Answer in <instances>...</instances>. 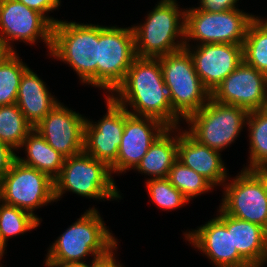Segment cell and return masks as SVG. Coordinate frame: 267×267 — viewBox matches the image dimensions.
Listing matches in <instances>:
<instances>
[{
    "label": "cell",
    "mask_w": 267,
    "mask_h": 267,
    "mask_svg": "<svg viewBox=\"0 0 267 267\" xmlns=\"http://www.w3.org/2000/svg\"><path fill=\"white\" fill-rule=\"evenodd\" d=\"M167 128L155 118L132 115L124 108V131L116 162L110 167L112 174L135 169L152 143Z\"/></svg>",
    "instance_id": "cell-16"
},
{
    "label": "cell",
    "mask_w": 267,
    "mask_h": 267,
    "mask_svg": "<svg viewBox=\"0 0 267 267\" xmlns=\"http://www.w3.org/2000/svg\"><path fill=\"white\" fill-rule=\"evenodd\" d=\"M200 5L197 7L198 10L206 12H223L226 10H233L238 8L239 0H199ZM237 6V7H236Z\"/></svg>",
    "instance_id": "cell-32"
},
{
    "label": "cell",
    "mask_w": 267,
    "mask_h": 267,
    "mask_svg": "<svg viewBox=\"0 0 267 267\" xmlns=\"http://www.w3.org/2000/svg\"><path fill=\"white\" fill-rule=\"evenodd\" d=\"M177 155L178 127H168L152 143L134 170L148 175L150 178L147 179L167 178L169 170L177 160Z\"/></svg>",
    "instance_id": "cell-21"
},
{
    "label": "cell",
    "mask_w": 267,
    "mask_h": 267,
    "mask_svg": "<svg viewBox=\"0 0 267 267\" xmlns=\"http://www.w3.org/2000/svg\"><path fill=\"white\" fill-rule=\"evenodd\" d=\"M0 201L28 211L41 222L42 218L34 211L56 202L54 180L48 174L16 159L10 170L0 179Z\"/></svg>",
    "instance_id": "cell-10"
},
{
    "label": "cell",
    "mask_w": 267,
    "mask_h": 267,
    "mask_svg": "<svg viewBox=\"0 0 267 267\" xmlns=\"http://www.w3.org/2000/svg\"><path fill=\"white\" fill-rule=\"evenodd\" d=\"M25 4L28 8L41 13L52 25L56 24L59 20L49 17L48 13L58 9L61 6V0H18Z\"/></svg>",
    "instance_id": "cell-31"
},
{
    "label": "cell",
    "mask_w": 267,
    "mask_h": 267,
    "mask_svg": "<svg viewBox=\"0 0 267 267\" xmlns=\"http://www.w3.org/2000/svg\"><path fill=\"white\" fill-rule=\"evenodd\" d=\"M53 25L39 12L18 0H0V39L9 52L14 41L26 44L42 40L50 53Z\"/></svg>",
    "instance_id": "cell-12"
},
{
    "label": "cell",
    "mask_w": 267,
    "mask_h": 267,
    "mask_svg": "<svg viewBox=\"0 0 267 267\" xmlns=\"http://www.w3.org/2000/svg\"><path fill=\"white\" fill-rule=\"evenodd\" d=\"M178 6L177 0H160L144 23L132 25L137 57L158 58L185 48V9Z\"/></svg>",
    "instance_id": "cell-3"
},
{
    "label": "cell",
    "mask_w": 267,
    "mask_h": 267,
    "mask_svg": "<svg viewBox=\"0 0 267 267\" xmlns=\"http://www.w3.org/2000/svg\"><path fill=\"white\" fill-rule=\"evenodd\" d=\"M177 159L206 178L214 187L223 186L229 177L221 153L199 143L180 126Z\"/></svg>",
    "instance_id": "cell-19"
},
{
    "label": "cell",
    "mask_w": 267,
    "mask_h": 267,
    "mask_svg": "<svg viewBox=\"0 0 267 267\" xmlns=\"http://www.w3.org/2000/svg\"><path fill=\"white\" fill-rule=\"evenodd\" d=\"M45 83L31 68L21 77L16 104L33 127L59 103Z\"/></svg>",
    "instance_id": "cell-20"
},
{
    "label": "cell",
    "mask_w": 267,
    "mask_h": 267,
    "mask_svg": "<svg viewBox=\"0 0 267 267\" xmlns=\"http://www.w3.org/2000/svg\"><path fill=\"white\" fill-rule=\"evenodd\" d=\"M255 17L256 15L238 8L223 12H206L196 7L186 8L185 46L210 43L243 45L248 27ZM191 40L196 45H190Z\"/></svg>",
    "instance_id": "cell-8"
},
{
    "label": "cell",
    "mask_w": 267,
    "mask_h": 267,
    "mask_svg": "<svg viewBox=\"0 0 267 267\" xmlns=\"http://www.w3.org/2000/svg\"><path fill=\"white\" fill-rule=\"evenodd\" d=\"M33 129L16 103L0 106L1 142L17 151Z\"/></svg>",
    "instance_id": "cell-25"
},
{
    "label": "cell",
    "mask_w": 267,
    "mask_h": 267,
    "mask_svg": "<svg viewBox=\"0 0 267 267\" xmlns=\"http://www.w3.org/2000/svg\"><path fill=\"white\" fill-rule=\"evenodd\" d=\"M21 149H25L27 154V158L17 156L22 164L48 174L53 180L60 174L65 157L53 149L37 130L33 129L28 134Z\"/></svg>",
    "instance_id": "cell-23"
},
{
    "label": "cell",
    "mask_w": 267,
    "mask_h": 267,
    "mask_svg": "<svg viewBox=\"0 0 267 267\" xmlns=\"http://www.w3.org/2000/svg\"><path fill=\"white\" fill-rule=\"evenodd\" d=\"M107 112L97 122L87 118L84 125V152L111 167L117 159L124 131V107L106 94Z\"/></svg>",
    "instance_id": "cell-15"
},
{
    "label": "cell",
    "mask_w": 267,
    "mask_h": 267,
    "mask_svg": "<svg viewBox=\"0 0 267 267\" xmlns=\"http://www.w3.org/2000/svg\"><path fill=\"white\" fill-rule=\"evenodd\" d=\"M86 119L59 102L34 129L53 149L68 158L84 151Z\"/></svg>",
    "instance_id": "cell-17"
},
{
    "label": "cell",
    "mask_w": 267,
    "mask_h": 267,
    "mask_svg": "<svg viewBox=\"0 0 267 267\" xmlns=\"http://www.w3.org/2000/svg\"><path fill=\"white\" fill-rule=\"evenodd\" d=\"M167 179L189 201L190 199L193 200L194 197L197 198V196L214 189V186L206 178L193 169L186 167L178 159L169 170Z\"/></svg>",
    "instance_id": "cell-29"
},
{
    "label": "cell",
    "mask_w": 267,
    "mask_h": 267,
    "mask_svg": "<svg viewBox=\"0 0 267 267\" xmlns=\"http://www.w3.org/2000/svg\"><path fill=\"white\" fill-rule=\"evenodd\" d=\"M229 178L223 184L224 193L219 208L227 215L256 223L267 230V189L264 178L256 170L243 168L236 177Z\"/></svg>",
    "instance_id": "cell-11"
},
{
    "label": "cell",
    "mask_w": 267,
    "mask_h": 267,
    "mask_svg": "<svg viewBox=\"0 0 267 267\" xmlns=\"http://www.w3.org/2000/svg\"><path fill=\"white\" fill-rule=\"evenodd\" d=\"M107 228L97 208L90 207L48 248L45 265L86 264L90 254L92 261L108 255L118 239Z\"/></svg>",
    "instance_id": "cell-2"
},
{
    "label": "cell",
    "mask_w": 267,
    "mask_h": 267,
    "mask_svg": "<svg viewBox=\"0 0 267 267\" xmlns=\"http://www.w3.org/2000/svg\"><path fill=\"white\" fill-rule=\"evenodd\" d=\"M46 267H89L88 264H56L46 265Z\"/></svg>",
    "instance_id": "cell-35"
},
{
    "label": "cell",
    "mask_w": 267,
    "mask_h": 267,
    "mask_svg": "<svg viewBox=\"0 0 267 267\" xmlns=\"http://www.w3.org/2000/svg\"><path fill=\"white\" fill-rule=\"evenodd\" d=\"M0 239L7 247V241L37 228L41 222L28 211L0 201Z\"/></svg>",
    "instance_id": "cell-28"
},
{
    "label": "cell",
    "mask_w": 267,
    "mask_h": 267,
    "mask_svg": "<svg viewBox=\"0 0 267 267\" xmlns=\"http://www.w3.org/2000/svg\"><path fill=\"white\" fill-rule=\"evenodd\" d=\"M211 98L248 111L265 109L267 108V75L243 61L215 88Z\"/></svg>",
    "instance_id": "cell-14"
},
{
    "label": "cell",
    "mask_w": 267,
    "mask_h": 267,
    "mask_svg": "<svg viewBox=\"0 0 267 267\" xmlns=\"http://www.w3.org/2000/svg\"><path fill=\"white\" fill-rule=\"evenodd\" d=\"M256 16L243 42V61L267 75V22Z\"/></svg>",
    "instance_id": "cell-26"
},
{
    "label": "cell",
    "mask_w": 267,
    "mask_h": 267,
    "mask_svg": "<svg viewBox=\"0 0 267 267\" xmlns=\"http://www.w3.org/2000/svg\"><path fill=\"white\" fill-rule=\"evenodd\" d=\"M172 109L185 120L210 99L195 71L193 58L186 48L158 57Z\"/></svg>",
    "instance_id": "cell-6"
},
{
    "label": "cell",
    "mask_w": 267,
    "mask_h": 267,
    "mask_svg": "<svg viewBox=\"0 0 267 267\" xmlns=\"http://www.w3.org/2000/svg\"><path fill=\"white\" fill-rule=\"evenodd\" d=\"M68 191L93 200L122 198L110 167L84 151L65 158L60 174L54 179L55 201Z\"/></svg>",
    "instance_id": "cell-5"
},
{
    "label": "cell",
    "mask_w": 267,
    "mask_h": 267,
    "mask_svg": "<svg viewBox=\"0 0 267 267\" xmlns=\"http://www.w3.org/2000/svg\"><path fill=\"white\" fill-rule=\"evenodd\" d=\"M256 171L264 178L267 189V167L256 169Z\"/></svg>",
    "instance_id": "cell-36"
},
{
    "label": "cell",
    "mask_w": 267,
    "mask_h": 267,
    "mask_svg": "<svg viewBox=\"0 0 267 267\" xmlns=\"http://www.w3.org/2000/svg\"><path fill=\"white\" fill-rule=\"evenodd\" d=\"M6 246L2 243L1 239H0V261L3 259V255L6 254L5 253V248Z\"/></svg>",
    "instance_id": "cell-38"
},
{
    "label": "cell",
    "mask_w": 267,
    "mask_h": 267,
    "mask_svg": "<svg viewBox=\"0 0 267 267\" xmlns=\"http://www.w3.org/2000/svg\"><path fill=\"white\" fill-rule=\"evenodd\" d=\"M48 54L69 64L82 84L97 87L98 24L59 20L53 25Z\"/></svg>",
    "instance_id": "cell-4"
},
{
    "label": "cell",
    "mask_w": 267,
    "mask_h": 267,
    "mask_svg": "<svg viewBox=\"0 0 267 267\" xmlns=\"http://www.w3.org/2000/svg\"><path fill=\"white\" fill-rule=\"evenodd\" d=\"M16 151L9 145L0 141V179L10 170L17 159Z\"/></svg>",
    "instance_id": "cell-33"
},
{
    "label": "cell",
    "mask_w": 267,
    "mask_h": 267,
    "mask_svg": "<svg viewBox=\"0 0 267 267\" xmlns=\"http://www.w3.org/2000/svg\"><path fill=\"white\" fill-rule=\"evenodd\" d=\"M28 68L17 51L0 60V106L16 103L21 77Z\"/></svg>",
    "instance_id": "cell-27"
},
{
    "label": "cell",
    "mask_w": 267,
    "mask_h": 267,
    "mask_svg": "<svg viewBox=\"0 0 267 267\" xmlns=\"http://www.w3.org/2000/svg\"><path fill=\"white\" fill-rule=\"evenodd\" d=\"M217 215L195 230L183 232L185 240L206 255L216 267H252L233 248L232 216L220 208Z\"/></svg>",
    "instance_id": "cell-13"
},
{
    "label": "cell",
    "mask_w": 267,
    "mask_h": 267,
    "mask_svg": "<svg viewBox=\"0 0 267 267\" xmlns=\"http://www.w3.org/2000/svg\"><path fill=\"white\" fill-rule=\"evenodd\" d=\"M137 58L133 28L98 24L97 88L110 96Z\"/></svg>",
    "instance_id": "cell-9"
},
{
    "label": "cell",
    "mask_w": 267,
    "mask_h": 267,
    "mask_svg": "<svg viewBox=\"0 0 267 267\" xmlns=\"http://www.w3.org/2000/svg\"><path fill=\"white\" fill-rule=\"evenodd\" d=\"M246 127L249 131V165L243 169L267 167V108L249 111Z\"/></svg>",
    "instance_id": "cell-24"
},
{
    "label": "cell",
    "mask_w": 267,
    "mask_h": 267,
    "mask_svg": "<svg viewBox=\"0 0 267 267\" xmlns=\"http://www.w3.org/2000/svg\"><path fill=\"white\" fill-rule=\"evenodd\" d=\"M9 51L4 46L2 40L0 39V60L8 53Z\"/></svg>",
    "instance_id": "cell-37"
},
{
    "label": "cell",
    "mask_w": 267,
    "mask_h": 267,
    "mask_svg": "<svg viewBox=\"0 0 267 267\" xmlns=\"http://www.w3.org/2000/svg\"><path fill=\"white\" fill-rule=\"evenodd\" d=\"M249 111L245 108L209 101L189 115L186 130L199 143L222 152L235 142L246 126Z\"/></svg>",
    "instance_id": "cell-7"
},
{
    "label": "cell",
    "mask_w": 267,
    "mask_h": 267,
    "mask_svg": "<svg viewBox=\"0 0 267 267\" xmlns=\"http://www.w3.org/2000/svg\"><path fill=\"white\" fill-rule=\"evenodd\" d=\"M146 190L152 202L163 210H175L190 201L167 178L146 179Z\"/></svg>",
    "instance_id": "cell-30"
},
{
    "label": "cell",
    "mask_w": 267,
    "mask_h": 267,
    "mask_svg": "<svg viewBox=\"0 0 267 267\" xmlns=\"http://www.w3.org/2000/svg\"><path fill=\"white\" fill-rule=\"evenodd\" d=\"M185 48L193 58L197 75L210 93L243 62V45L210 43Z\"/></svg>",
    "instance_id": "cell-18"
},
{
    "label": "cell",
    "mask_w": 267,
    "mask_h": 267,
    "mask_svg": "<svg viewBox=\"0 0 267 267\" xmlns=\"http://www.w3.org/2000/svg\"><path fill=\"white\" fill-rule=\"evenodd\" d=\"M110 97L130 114L155 118L167 127L184 121L172 109L158 58L137 57Z\"/></svg>",
    "instance_id": "cell-1"
},
{
    "label": "cell",
    "mask_w": 267,
    "mask_h": 267,
    "mask_svg": "<svg viewBox=\"0 0 267 267\" xmlns=\"http://www.w3.org/2000/svg\"><path fill=\"white\" fill-rule=\"evenodd\" d=\"M118 249V246L111 251L108 255L104 256V257H100L99 259L95 260V261H91L89 267H123L122 264H120L121 262H117L115 259V252H117L116 250ZM115 251V252H114Z\"/></svg>",
    "instance_id": "cell-34"
},
{
    "label": "cell",
    "mask_w": 267,
    "mask_h": 267,
    "mask_svg": "<svg viewBox=\"0 0 267 267\" xmlns=\"http://www.w3.org/2000/svg\"><path fill=\"white\" fill-rule=\"evenodd\" d=\"M233 248L252 266L267 263V230L262 226L232 217Z\"/></svg>",
    "instance_id": "cell-22"
}]
</instances>
